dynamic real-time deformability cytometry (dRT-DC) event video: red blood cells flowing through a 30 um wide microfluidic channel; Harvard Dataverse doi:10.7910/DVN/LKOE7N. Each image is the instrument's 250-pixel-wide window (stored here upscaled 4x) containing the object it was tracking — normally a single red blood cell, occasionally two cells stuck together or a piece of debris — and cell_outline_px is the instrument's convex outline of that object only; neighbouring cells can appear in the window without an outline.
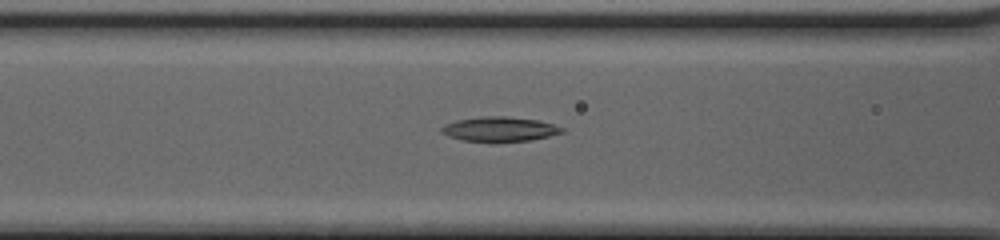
{"species": "common noctule bat (a hibernating species)", "species_latin": "Nyctalus noctula", "temperature_condition": "cold", "stored_images_in_passage": 37, "camera_frame_rate_fps": 3000, "um_per_image_px": 0.085, "animal": {"sex": "female", "body_mass_g": 20.0, "forearm_length_mm": 54.0}, "frame": {"image": 1, "passage_image": 14, "time_ms": 4.333, "image_size_px": [1000, 240], "cell_outline_px": [[564, 132], [532, 140], [460, 140], [448, 136], [440, 132], [440, 128], [444, 124], [456, 120], [480, 116], [508, 116], [536, 120], [552, 124], [564, 128]], "centroid_in_image_um": [42.42, 10.95], "position_along_channel_um": 124.2, "area_um2": 16.94}}
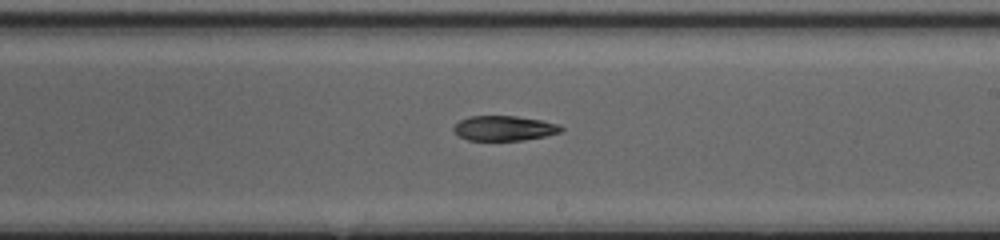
{"frame": {"image": 2, "passage_image": 23, "time_ms": 7.333, "image_size_px": [1000, 240], "cell_outline_px": [[564, 128], [560, 132], [544, 136], [524, 140], [468, 140], [460, 136], [452, 128], [460, 120], [468, 116], [516, 116], [540, 120], [560, 124]], "centroid_in_image_um": [42.86, 10.89], "position_along_channel_um": 246.1, "area_um2": 15.49}}
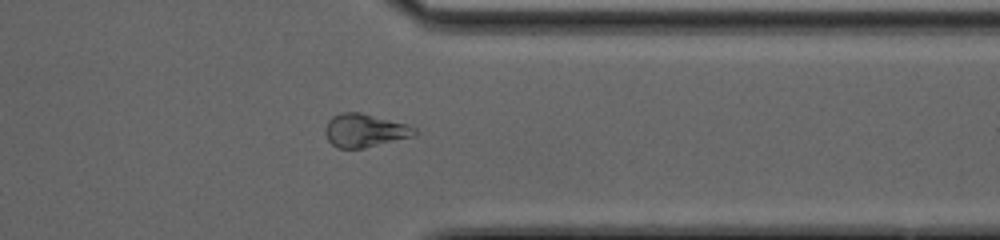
{"frame": {"image": 3, "passage_image": 33, "time_ms": 10.667, "image_size_px": [1000, 240], "cell_outline_px": [[416, 136], [364, 148], [336, 148], [328, 140], [324, 132], [324, 128], [328, 120], [332, 116], [340, 112], [360, 112], [408, 124], [416, 128]], "centroid_in_image_um": [31.0, 11.09], "position_along_channel_um": 380.4, "area_um2": 17.57}}